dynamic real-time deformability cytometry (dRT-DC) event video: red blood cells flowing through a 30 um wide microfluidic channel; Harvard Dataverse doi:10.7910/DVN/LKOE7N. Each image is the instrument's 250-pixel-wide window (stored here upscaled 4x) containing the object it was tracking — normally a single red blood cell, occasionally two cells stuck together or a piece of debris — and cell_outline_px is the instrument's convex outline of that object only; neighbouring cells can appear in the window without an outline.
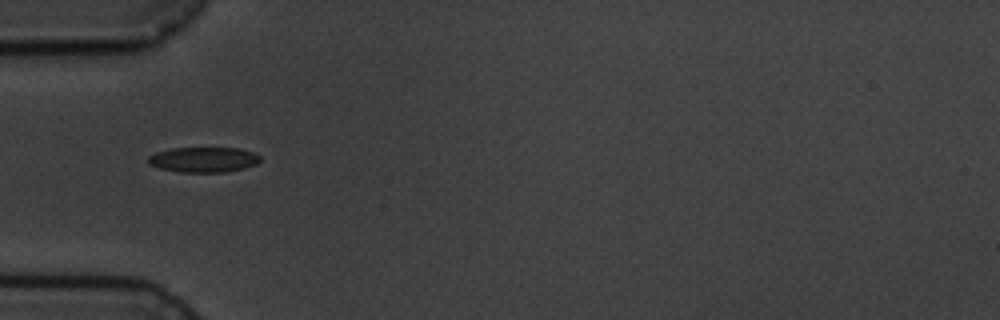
{"species": "common noctule bat (a hibernating species)", "species_latin": "Nyctalus noctula", "temperature_condition": "cold", "stored_images_in_passage": 4, "camera_frame_rate_fps": 3000, "um_per_image_px": 0.085, "animal": {"sex": "male", "body_mass_g": 19.5, "forearm_length_mm": 54.6}, "frame": {"image": 1, "passage_image": 3, "time_ms": 2.333, "image_size_px": [1000, 320], "cell_outline_px": [[260, 160], [256, 164], [244, 168], [224, 172], [184, 172], [160, 168], [148, 164], [148, 156], [156, 152], [172, 148], [240, 148], [252, 152], [260, 156]], "centroid_in_image_um": [17.3, 13.56], "position_along_channel_um": 67.7, "area_um2": 16.36}}
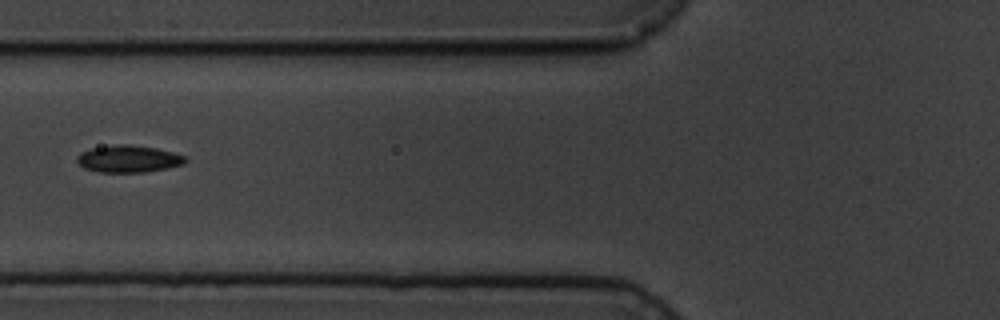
{"frame": {"image": 2, "passage_image": 4, "time_ms": 3.667, "image_size_px": [1000, 320], "cell_outline_px": [[188, 160], [184, 164], [144, 172], [100, 172], [84, 168], [76, 164], [76, 156], [80, 152], [92, 148], [112, 144], [128, 144], [156, 148], [188, 156]], "centroid_in_image_um": [10.89, 13.49], "position_along_channel_um": 114.9, "area_um2": 17.28}}